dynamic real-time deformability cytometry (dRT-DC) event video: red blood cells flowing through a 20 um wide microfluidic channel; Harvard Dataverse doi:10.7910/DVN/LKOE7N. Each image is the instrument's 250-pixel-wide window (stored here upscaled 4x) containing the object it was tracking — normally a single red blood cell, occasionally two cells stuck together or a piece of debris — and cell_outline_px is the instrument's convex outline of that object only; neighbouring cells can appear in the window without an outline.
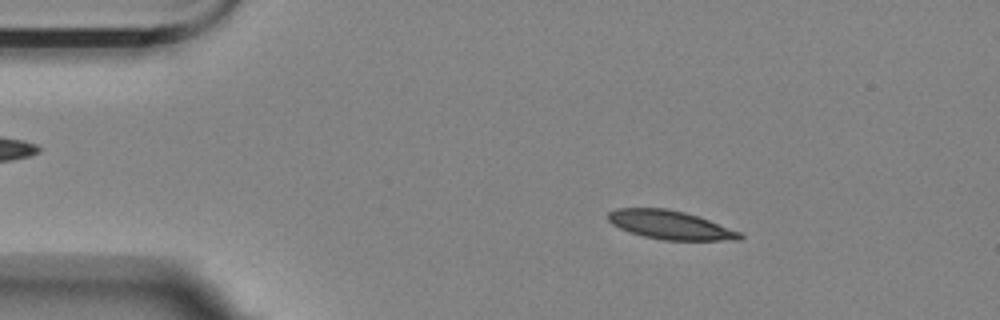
{"species": "Egyptian fruit bat (a non-hibernating species)", "species_latin": "Rousettus aegyptiacus", "temperature_condition": "room temperature", "stored_images_in_passage": 56, "camera_frame_rate_fps": 3000, "um_per_image_px": 0.085, "animal": {"sex": "female"}, "frame": {"image": 1, "passage_image": 9, "time_ms": 2.667, "image_size_px": [1000, 320], "cell_outline_px": [[744, 236], [740, 240], [664, 240], [644, 236], [628, 232], [612, 224], [608, 220], [608, 212], [616, 208], [668, 208], [684, 212], [708, 220], [740, 232]], "centroid_in_image_um": [56.93, 19.12], "position_along_channel_um": 28.1, "area_um2": 21.85}}
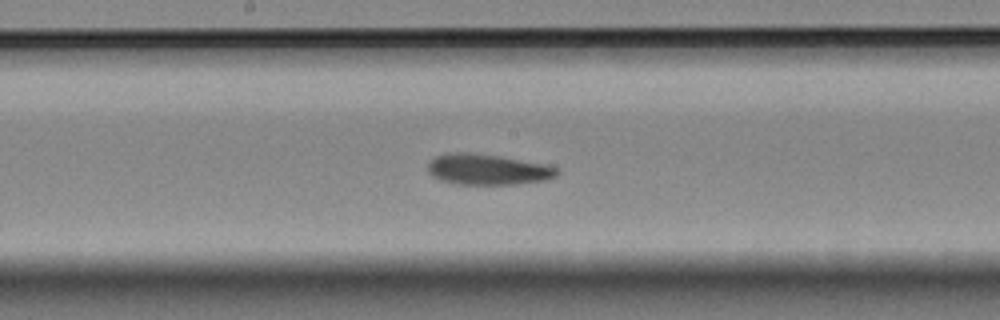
{"frame": {"image": 2, "passage_image": 29, "time_ms": 9.333, "image_size_px": [1000, 320], "cell_outline_px": [[560, 172], [556, 176], [544, 180], [516, 184], [456, 184], [440, 180], [432, 176], [428, 172], [428, 160], [436, 156], [452, 152], [468, 152], [500, 156], [548, 164], [560, 168]], "centroid_in_image_um": [41.46, 14.39], "position_along_channel_um": 206.7, "area_um2": 23.41}}
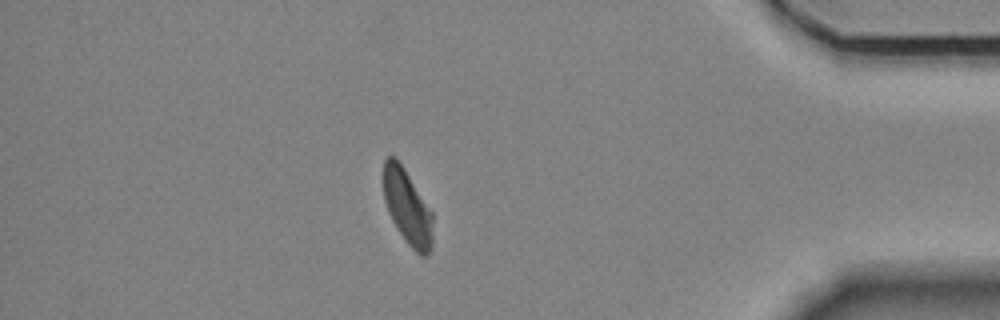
{"frame": {"image": 3, "passage_image": 49, "time_ms": 16.0, "image_size_px": [1000, 320], "cell_outline_px": [[432, 248], [428, 256], [420, 256], [408, 244], [396, 228], [388, 212], [384, 200], [380, 180], [384, 160], [388, 156], [396, 156], [404, 168], [432, 212]], "centroid_in_image_um": [34.57, 17.57], "position_along_channel_um": 400.6, "area_um2": 22.08}, "authors_computed_cell_mechanics": {"area_um2": 22.8888, "velocity_mm_per_s": 3.4821, "shape_relaxation_time_tau1_ms": 6.8284, "shape_relaxation_time_tau2_ms": 3.9161, "deformation_change_tau1": 0.1301, "deformation_change_tau2": 0.0994}}